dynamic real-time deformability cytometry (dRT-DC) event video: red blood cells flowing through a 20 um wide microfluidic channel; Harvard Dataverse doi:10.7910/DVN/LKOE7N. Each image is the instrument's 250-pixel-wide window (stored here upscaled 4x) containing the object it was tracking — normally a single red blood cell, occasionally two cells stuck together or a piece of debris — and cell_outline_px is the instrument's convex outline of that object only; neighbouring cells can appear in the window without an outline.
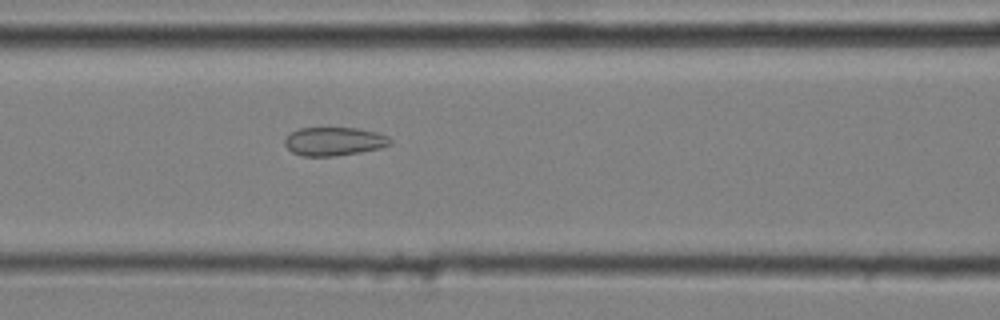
{"species": "common noctule bat (a hibernating species)", "species_latin": "Nyctalus noctula", "temperature_condition": "cold", "stored_images_in_passage": 49, "camera_frame_rate_fps": 3000, "um_per_image_px": 0.085, "animal": {"sex": "male", "body_mass_g": 20.4}, "frame": {"image": 1, "passage_image": 23, "time_ms": 7.333, "image_size_px": [1000, 320], "cell_outline_px": [[392, 144], [380, 148], [360, 152], [336, 156], [300, 156], [292, 152], [284, 144], [284, 140], [292, 132], [300, 128], [356, 128], [376, 132], [388, 136], [392, 140]], "centroid_in_image_um": [28.41, 12.02], "position_along_channel_um": 138.2, "area_um2": 17.51}}
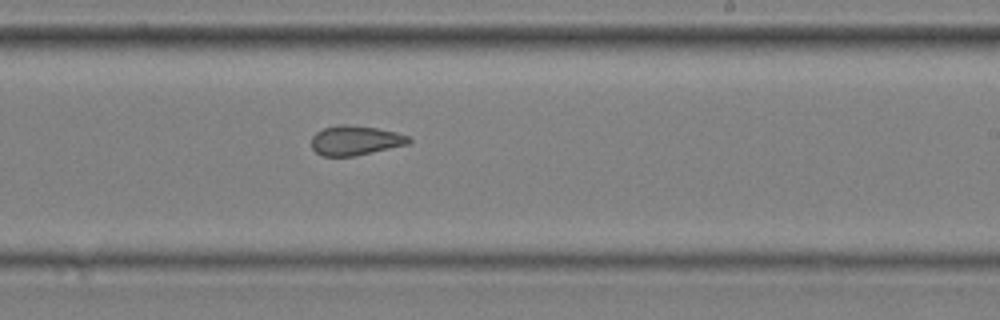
{"frame": {"image": 2, "passage_image": 33, "time_ms": 10.667, "image_size_px": [1000, 320], "cell_outline_px": [[412, 140], [408, 144], [356, 156], [324, 156], [316, 152], [312, 148], [312, 136], [316, 132], [324, 128], [336, 124], [348, 124], [376, 128], [396, 132], [408, 136]], "centroid_in_image_um": [30.19, 11.93], "position_along_channel_um": 258.8, "area_um2": 16.82}}
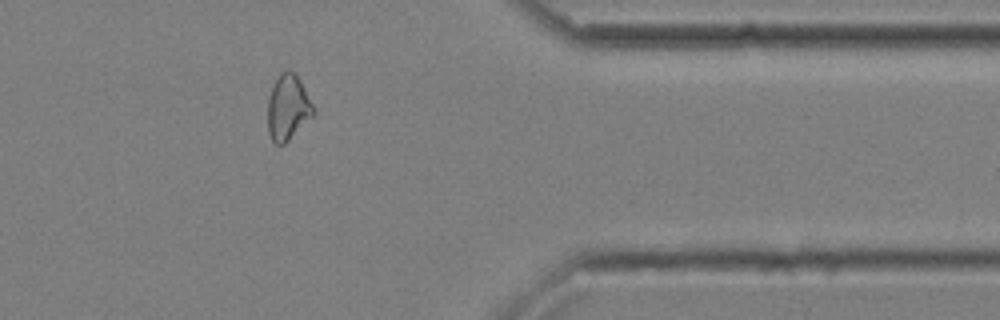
{"frame": {"image": 3, "passage_image": 45, "time_ms": 14.667, "image_size_px": [1000, 320], "cell_outline_px": [[316, 112], [284, 144], [276, 144], [272, 140], [268, 132], [268, 96], [272, 84], [280, 72], [284, 68], [288, 68], [300, 80], [316, 108]], "centroid_in_image_um": [24.47, 9.09], "position_along_channel_um": 386.9, "area_um2": 17.57}, "authors_computed_cell_mechanics": {"area_um2": 18.0336, "velocity_mm_per_s": 3.6245, "shape_relaxation_time_tau1_ms": null, "shape_relaxation_time_tau2_ms": 1.5229, "deformation_change_tau1": null, "deformation_change_tau2": 0.0804}}